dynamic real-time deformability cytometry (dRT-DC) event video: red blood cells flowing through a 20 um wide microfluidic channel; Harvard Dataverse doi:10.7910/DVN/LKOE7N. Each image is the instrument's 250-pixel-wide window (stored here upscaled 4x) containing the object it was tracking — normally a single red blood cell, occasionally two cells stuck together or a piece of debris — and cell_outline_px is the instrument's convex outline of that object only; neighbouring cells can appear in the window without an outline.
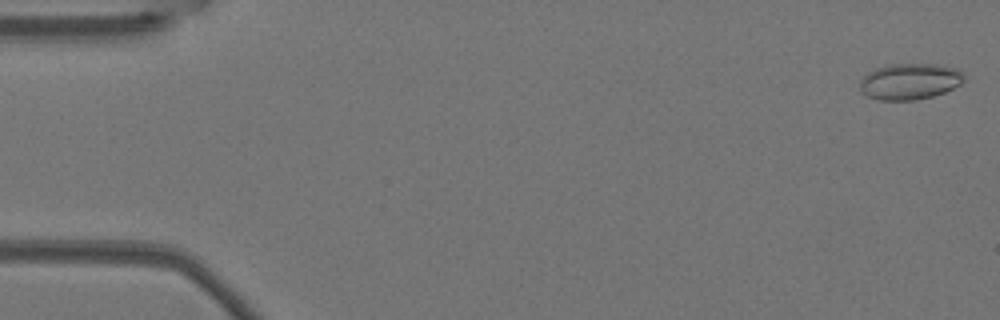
{"species": "Egyptian fruit bat (a non-hibernating species)", "species_latin": "Rousettus aegyptiacus", "temperature_condition": "warm", "stored_images_in_passage": 14, "camera_frame_rate_fps": 3000, "um_per_image_px": 0.085, "animal": {"sex": "female"}, "frame": {"image": 1, "passage_image": 1, "time_ms": 0.0, "image_size_px": [1000, 320], "cell_outline_px": [[964, 80], [960, 84], [944, 92], [932, 96], [916, 100], [876, 100], [860, 92], [860, 80], [868, 72], [876, 68], [888, 64], [936, 64], [956, 68], [964, 76]], "centroid_in_image_um": [77.29, 6.92], "position_along_channel_um": 7.7, "area_um2": 21.96}}